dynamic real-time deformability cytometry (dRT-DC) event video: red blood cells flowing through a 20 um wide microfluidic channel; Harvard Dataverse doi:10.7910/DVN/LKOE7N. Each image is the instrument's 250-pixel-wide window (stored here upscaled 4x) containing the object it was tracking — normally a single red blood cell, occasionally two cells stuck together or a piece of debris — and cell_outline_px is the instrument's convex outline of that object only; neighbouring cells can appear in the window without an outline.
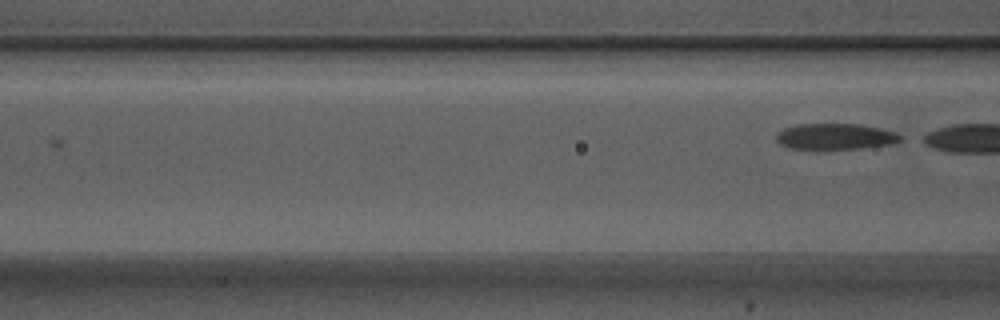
{"species": "Egyptian fruit bat (a non-hibernating species)", "species_latin": "Rousettus aegyptiacus", "temperature_condition": "warm", "stored_images_in_passage": 8, "camera_frame_rate_fps": 3000, "um_per_image_px": 0.085, "animal": {"sex": "male"}, "frame": {"image": 1, "passage_image": 8, "time_ms": 2.333, "image_size_px": [1000, 320], "cell_outline_px": [[904, 136], [900, 140], [888, 144], [860, 148], [788, 148], [780, 144], [776, 140], [776, 132], [784, 128], [796, 124], [860, 124], [880, 128], [896, 132]], "centroid_in_image_um": [70.98, 11.58], "position_along_channel_um": 95.6, "area_um2": 18.61}}